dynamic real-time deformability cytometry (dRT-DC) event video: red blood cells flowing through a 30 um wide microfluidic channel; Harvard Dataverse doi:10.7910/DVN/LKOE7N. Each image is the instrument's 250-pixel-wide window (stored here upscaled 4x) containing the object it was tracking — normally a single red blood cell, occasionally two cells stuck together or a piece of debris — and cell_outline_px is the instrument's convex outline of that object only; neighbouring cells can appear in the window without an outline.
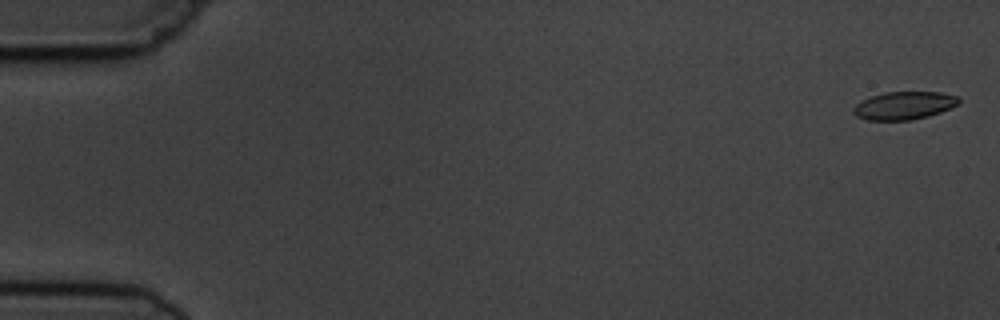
{"species": "common noctule bat (a hibernating species)", "species_latin": "Nyctalus noctula", "temperature_condition": "cold", "stored_images_in_passage": 11, "camera_frame_rate_fps": 3000, "um_per_image_px": 0.085, "animal": {"sex": "male", "body_mass_g": 19.5, "forearm_length_mm": 54.6}, "frame": {"image": 1, "passage_image": 1, "time_ms": 0.0, "image_size_px": [1000, 320], "cell_outline_px": [[960, 104], [940, 112], [928, 116], [912, 120], [868, 120], [856, 116], [852, 112], [852, 108], [860, 100], [884, 92], [940, 92], [960, 96]], "centroid_in_image_um": [76.85, 8.96], "position_along_channel_um": 8.1, "area_um2": 17.34}}
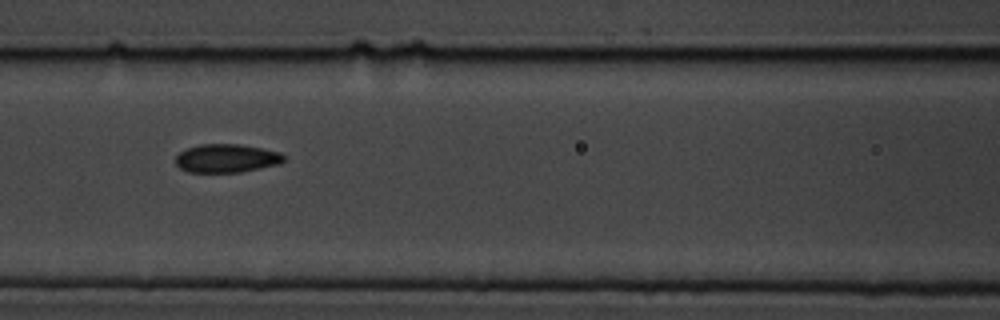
{"frame": {"image": 2, "passage_image": 7, "time_ms": 7.667, "image_size_px": [1000, 320], "cell_outline_px": [[288, 160], [280, 164], [240, 172], [188, 172], [180, 168], [176, 164], [176, 156], [180, 152], [188, 148], [200, 144], [240, 144], [280, 152]], "centroid_in_image_um": [19.28, 13.46], "position_along_channel_um": 147.3, "area_um2": 17.98}}
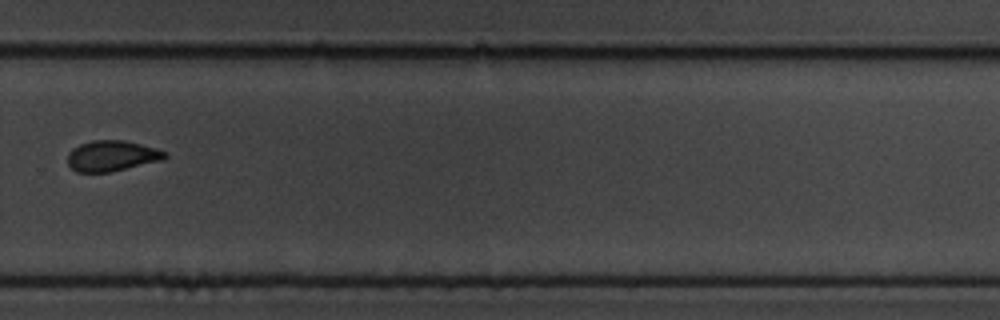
{"frame": {"image": 3, "passage_image": 11, "time_ms": 12.333, "image_size_px": [1000, 320], "cell_outline_px": [[168, 156], [164, 160], [112, 172], [76, 172], [68, 164], [68, 152], [72, 148], [80, 144], [92, 140], [124, 140], [156, 148], [168, 152]], "centroid_in_image_um": [9.54, 13.25], "position_along_channel_um": 320.3, "area_um2": 17.63}}